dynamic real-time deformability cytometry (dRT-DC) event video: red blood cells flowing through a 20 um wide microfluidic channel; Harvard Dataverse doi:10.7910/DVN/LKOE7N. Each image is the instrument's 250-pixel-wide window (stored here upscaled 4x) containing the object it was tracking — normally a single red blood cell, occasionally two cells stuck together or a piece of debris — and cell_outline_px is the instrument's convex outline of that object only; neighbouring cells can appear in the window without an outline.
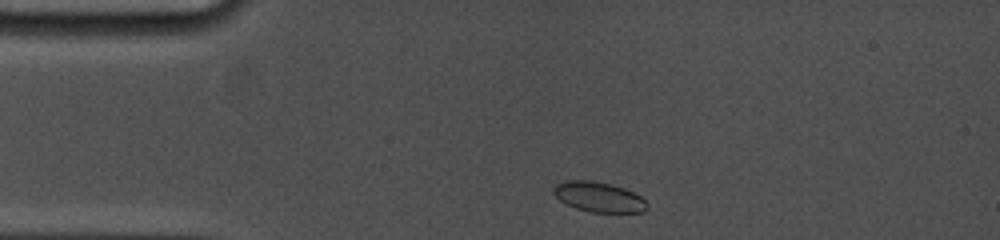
{"species": "common noctule bat (a hibernating species)", "species_latin": "Nyctalus noctula", "temperature_condition": "cold", "stored_images_in_passage": 23, "camera_frame_rate_fps": 5000, "um_per_image_px": 0.085, "animal": {"sex": "female", "body_mass_g": 19.0, "forearm_length_mm": 53.3}, "frame": {"image": 1, "passage_image": 1, "time_ms": 0.0, "image_size_px": [1000, 240], "cell_outline_px": [[648, 208], [644, 212], [592, 212], [576, 208], [560, 200], [552, 192], [552, 188], [556, 184], [564, 180], [592, 180], [612, 184], [624, 188], [640, 196], [648, 204]], "centroid_in_image_um": [50.89, 16.73], "position_along_channel_um": 34.1, "area_um2": 16.42}}
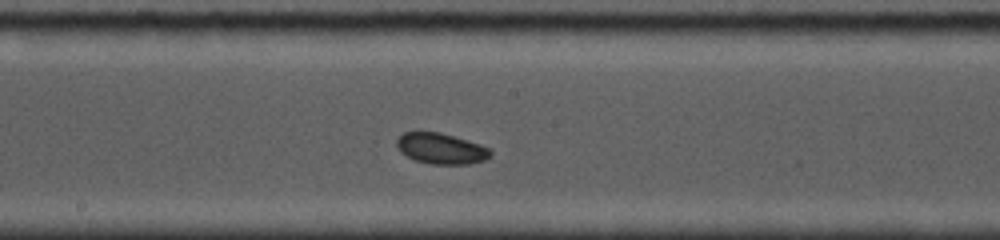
{"frame": {"image": 2, "passage_image": 11, "time_ms": 5.6, "image_size_px": [1000, 240], "cell_outline_px": [[492, 156], [484, 160], [468, 164], [432, 164], [416, 160], [400, 152], [396, 144], [396, 140], [404, 132], [416, 128], [440, 132], [480, 144], [492, 148]], "centroid_in_image_um": [37.47, 12.58], "position_along_channel_um": 210.7, "area_um2": 17.34}}
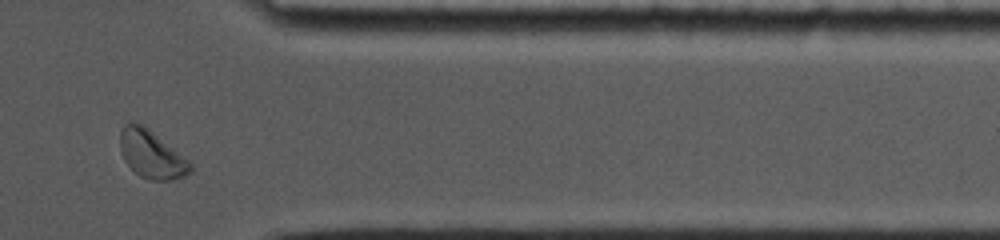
{"frame": {"image": 3, "passage_image": 20, "time_ms": 10.6, "image_size_px": [1000, 240], "cell_outline_px": [[192, 172], [184, 176], [172, 180], [148, 180], [140, 176], [124, 160], [120, 152], [120, 132], [124, 124], [132, 120], [148, 128], [188, 160], [192, 164]], "centroid_in_image_um": [12.86, 13.11], "position_along_channel_um": 398.5, "area_um2": 19.54}, "authors_computed_cell_mechanics": {"area_um2": 16.9354, "velocity_mm_per_s": 3.8065, "shape_relaxation_time_tau1_ms": 3.5449, "shape_relaxation_time_tau2_ms": null, "deformation_change_tau1": 0.0694, "deformation_change_tau2": null}}